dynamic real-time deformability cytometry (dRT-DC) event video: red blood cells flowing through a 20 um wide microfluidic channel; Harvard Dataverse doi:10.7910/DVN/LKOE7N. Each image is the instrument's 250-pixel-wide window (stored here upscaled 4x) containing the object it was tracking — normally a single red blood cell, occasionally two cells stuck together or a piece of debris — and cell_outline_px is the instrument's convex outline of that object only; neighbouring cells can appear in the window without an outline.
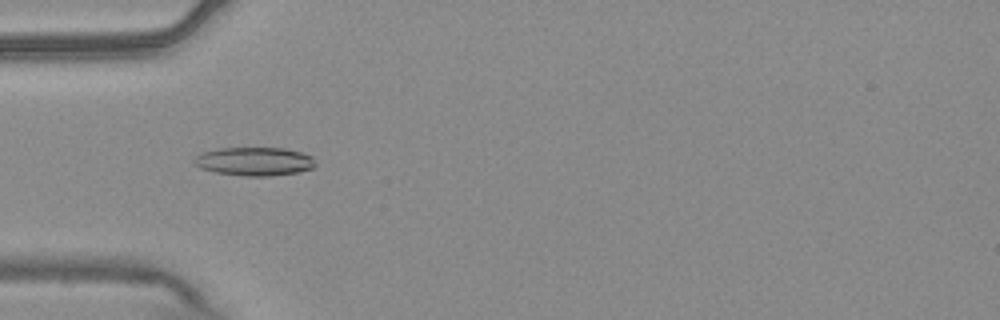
{"species": "common noctule bat (a hibernating species)", "species_latin": "Nyctalus noctula", "temperature_condition": "warm", "stored_images_in_passage": 53, "camera_frame_rate_fps": 3000, "um_per_image_px": 0.085, "animal": {"sex": "male", "body_mass_g": 20.4}, "frame": {"image": 1, "passage_image": 16, "time_ms": 5.0, "image_size_px": [1000, 320], "cell_outline_px": [[316, 164], [312, 168], [300, 172], [272, 176], [244, 176], [216, 172], [200, 168], [192, 160], [196, 156], [204, 152], [220, 148], [284, 148], [300, 152], [312, 156]], "centroid_in_image_um": [21.65, 13.72], "position_along_channel_um": 63.4, "area_um2": 20.11}}
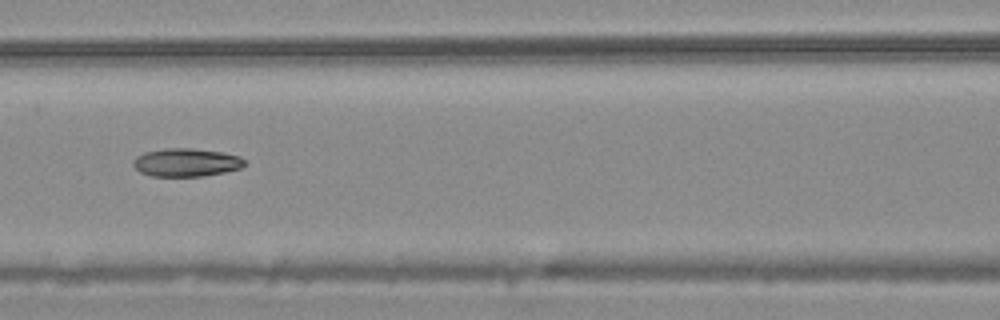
{"frame": {"image": 2, "passage_image": 23, "time_ms": 7.333, "image_size_px": [1000, 320], "cell_outline_px": [[244, 164], [240, 168], [224, 172], [204, 176], [152, 176], [140, 172], [132, 164], [132, 160], [136, 156], [144, 152], [164, 148], [192, 148], [224, 152], [240, 156], [244, 160]], "centroid_in_image_um": [15.8, 13.8], "position_along_channel_um": 150.8, "area_um2": 18.38}}
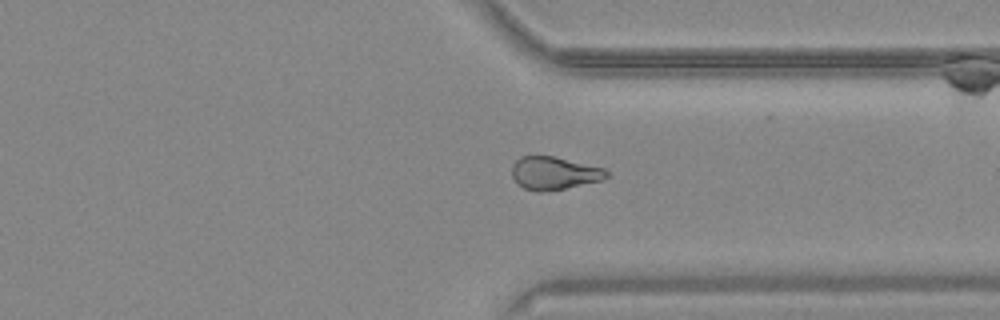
{"frame": {"image": 3, "passage_image": 40, "time_ms": 13.0, "image_size_px": [1000, 320], "cell_outline_px": [[608, 176], [604, 180], [564, 188], [540, 192], [536, 192], [524, 188], [512, 176], [512, 164], [520, 156], [552, 156], [604, 168], [608, 172]], "centroid_in_image_um": [47.1, 14.71], "position_along_channel_um": 364.3, "area_um2": 17.98}, "authors_computed_cell_mechanics": {"area_um2": 19.1896, "velocity_mm_per_s": 3.7625, "shape_relaxation_time_tau1_ms": null, "shape_relaxation_time_tau2_ms": 3.2622, "deformation_change_tau1": null, "deformation_change_tau2": 0.0973}}